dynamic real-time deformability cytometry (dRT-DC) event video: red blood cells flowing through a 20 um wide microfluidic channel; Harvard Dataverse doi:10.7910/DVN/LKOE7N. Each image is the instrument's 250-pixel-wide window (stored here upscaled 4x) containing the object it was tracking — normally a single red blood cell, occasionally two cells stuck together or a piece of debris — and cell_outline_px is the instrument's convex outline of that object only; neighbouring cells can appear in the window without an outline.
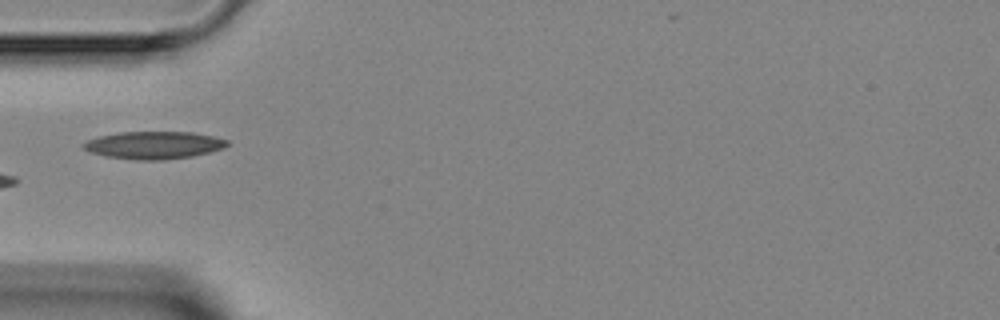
{"species": "Egyptian fruit bat (a non-hibernating species)", "species_latin": "Rousettus aegyptiacus", "temperature_condition": "room temperature", "stored_images_in_passage": 3, "camera_frame_rate_fps": 3000, "um_per_image_px": 0.085, "animal": {"sex": "female"}, "frame": {"image": 1, "passage_image": 3, "time_ms": 2.0, "image_size_px": [1000, 320], "cell_outline_px": [[228, 144], [224, 148], [192, 156], [164, 160], [136, 160], [104, 156], [88, 152], [80, 144], [88, 140], [100, 136], [120, 132], [192, 132], [212, 136], [228, 140]], "centroid_in_image_um": [13.04, 12.34], "position_along_channel_um": 72.0, "area_um2": 23.06}}